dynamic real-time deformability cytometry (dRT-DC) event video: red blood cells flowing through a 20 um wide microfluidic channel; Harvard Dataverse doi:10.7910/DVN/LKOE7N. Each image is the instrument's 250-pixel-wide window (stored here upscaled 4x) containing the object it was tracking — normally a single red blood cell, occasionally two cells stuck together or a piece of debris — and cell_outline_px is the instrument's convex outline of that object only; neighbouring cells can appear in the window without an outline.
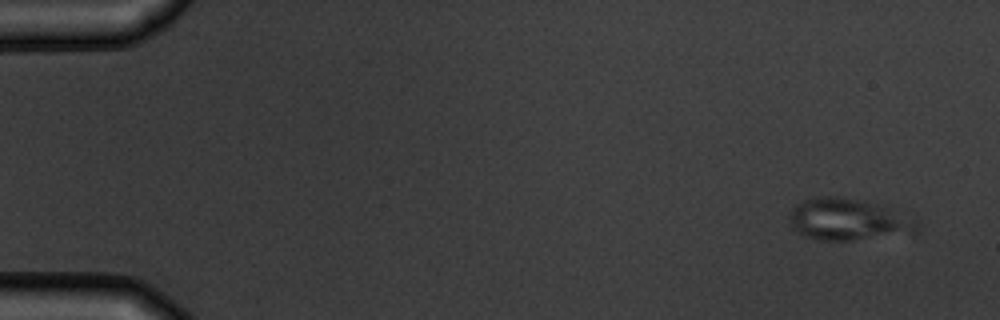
{"species": "common noctule bat (a hibernating species)", "species_latin": "Nyctalus noctula", "temperature_condition": "warm", "stored_images_in_passage": 5, "camera_frame_rate_fps": 3000, "um_per_image_px": 0.085, "animal": {"sex": "male", "body_mass_g": 19.5, "forearm_length_mm": 54.6}, "frame": {"image": 1, "passage_image": 1, "time_ms": 0.0, "image_size_px": [1000, 320], "cell_outline_px": [[920, 232], [912, 236], [852, 240], [820, 240], [804, 236], [796, 232], [792, 228], [792, 208], [796, 204], [804, 200], [816, 196], [836, 196], [864, 200], [892, 208], [920, 224]], "centroid_in_image_um": [72.21, 18.68], "position_along_channel_um": 12.8, "area_um2": 31.73}}